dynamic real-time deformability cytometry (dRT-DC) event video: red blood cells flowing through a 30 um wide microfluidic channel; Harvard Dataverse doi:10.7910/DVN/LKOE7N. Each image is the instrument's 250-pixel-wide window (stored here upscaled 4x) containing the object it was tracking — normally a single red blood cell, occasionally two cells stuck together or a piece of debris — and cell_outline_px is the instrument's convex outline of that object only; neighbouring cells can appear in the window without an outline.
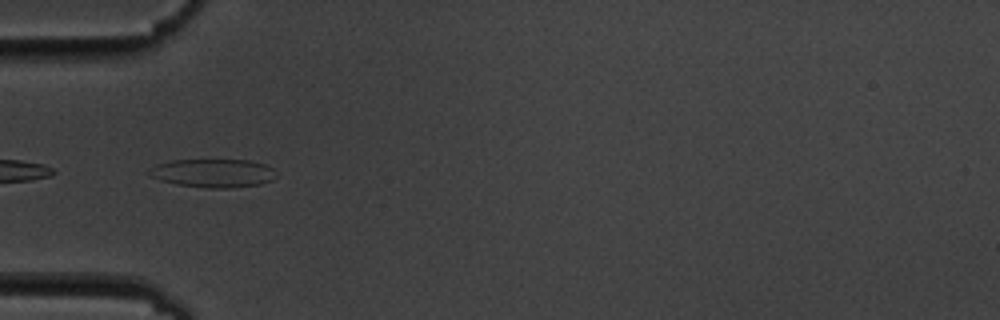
{"species": "common noctule bat (a hibernating species)", "species_latin": "Nyctalus noctula", "temperature_condition": "cold", "stored_images_in_passage": 7, "camera_frame_rate_fps": 3000, "um_per_image_px": 0.085, "animal": {"sex": "male", "body_mass_g": 19.5, "forearm_length_mm": 54.6}, "frame": {"image": 1, "passage_image": 6, "time_ms": 5.667, "image_size_px": [1000, 320], "cell_outline_px": [[276, 176], [272, 180], [260, 184], [232, 188], [208, 188], [176, 184], [160, 180], [148, 176], [144, 172], [148, 168], [156, 164], [172, 160], [248, 160], [264, 164], [272, 168]], "centroid_in_image_um": [18.04, 14.72], "position_along_channel_um": 67.0, "area_um2": 21.27}}